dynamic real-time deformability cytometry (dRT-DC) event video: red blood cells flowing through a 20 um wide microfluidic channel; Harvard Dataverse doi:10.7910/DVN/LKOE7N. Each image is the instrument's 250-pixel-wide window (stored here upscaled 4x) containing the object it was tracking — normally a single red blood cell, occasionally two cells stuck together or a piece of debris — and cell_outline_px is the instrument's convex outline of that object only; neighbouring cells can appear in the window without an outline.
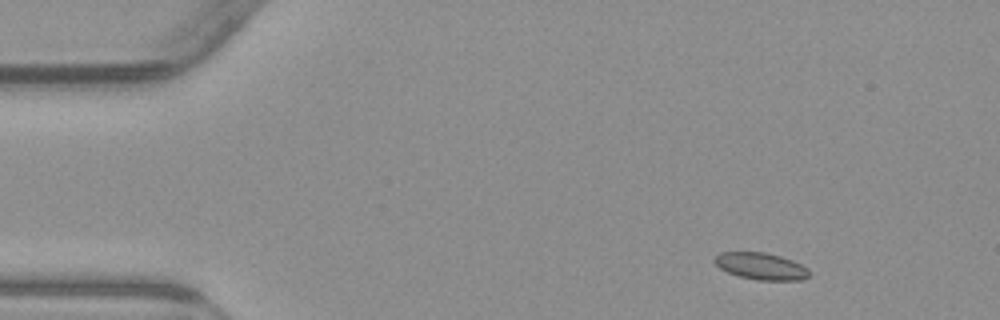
{"species": "common noctule bat (a hibernating species)", "species_latin": "Nyctalus noctula", "temperature_condition": "warm", "stored_images_in_passage": 49, "camera_frame_rate_fps": 3000, "um_per_image_px": 0.085, "animal": {"sex": "male", "body_mass_g": 23.1, "forearm_length_mm": 52.7}, "frame": {"image": 1, "passage_image": 1, "time_ms": 0.0, "image_size_px": [1000, 320], "cell_outline_px": [[808, 276], [804, 280], [760, 280], [740, 276], [728, 272], [720, 268], [712, 260], [720, 252], [764, 252], [780, 256], [792, 260], [808, 268]], "centroid_in_image_um": [64.68, 22.62], "position_along_channel_um": 20.3, "area_um2": 14.68}}
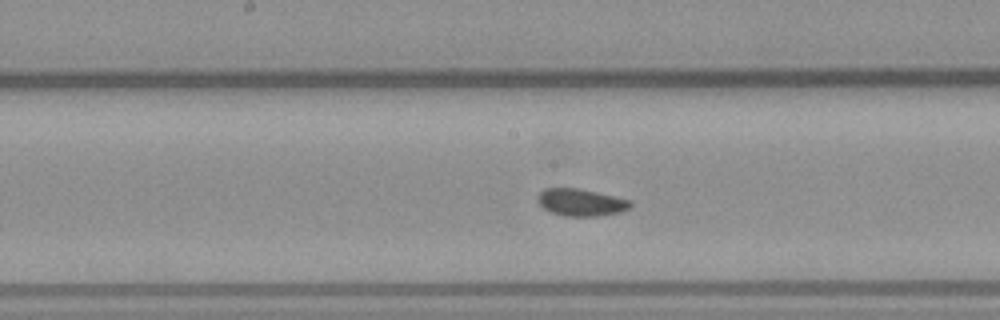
{"frame": {"image": 2, "passage_image": 22, "time_ms": 7.0, "image_size_px": [1000, 320], "cell_outline_px": [[632, 204], [628, 208], [620, 212], [600, 216], [564, 216], [552, 212], [544, 208], [536, 200], [536, 196], [544, 188], [580, 188], [632, 200]], "centroid_in_image_um": [49.37, 17.19], "position_along_channel_um": 198.8, "area_um2": 14.8}}
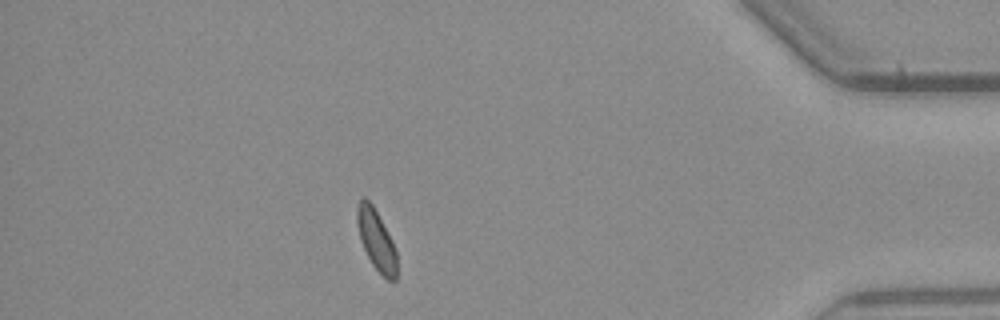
{"frame": {"image": 3, "passage_image": 42, "time_ms": 13.667, "image_size_px": [1000, 320], "cell_outline_px": [[396, 280], [388, 280], [372, 264], [360, 240], [356, 220], [356, 208], [360, 200], [364, 196], [372, 204], [392, 240], [396, 252]], "centroid_in_image_um": [31.96, 20.36], "position_along_channel_um": 403.2, "area_um2": 13.76}, "authors_computed_cell_mechanics": {"area_um2": 14.6234, "velocity_mm_per_s": 3.8019, "shape_relaxation_time_tau1_ms": null, "shape_relaxation_time_tau2_ms": 3.4347, "deformation_change_tau1": null, "deformation_change_tau2": 0.0913}}